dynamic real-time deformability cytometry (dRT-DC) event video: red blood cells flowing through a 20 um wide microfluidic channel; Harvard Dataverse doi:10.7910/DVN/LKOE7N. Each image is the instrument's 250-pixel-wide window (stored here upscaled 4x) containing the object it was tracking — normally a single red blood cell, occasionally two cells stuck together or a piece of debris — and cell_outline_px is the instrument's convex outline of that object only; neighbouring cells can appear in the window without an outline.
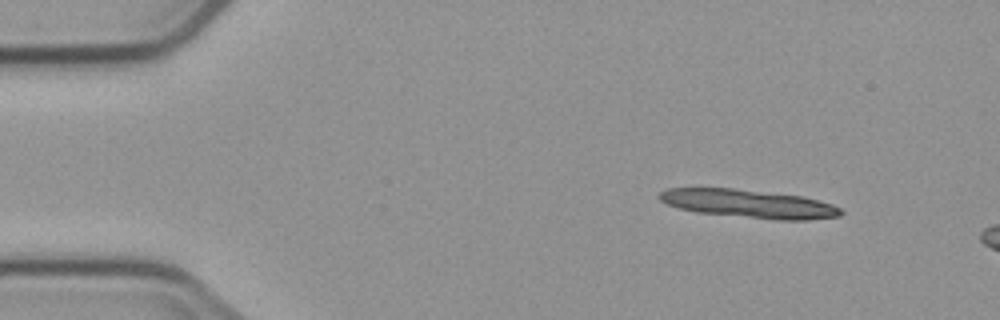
{"species": "common noctule bat (a hibernating species)", "species_latin": "Nyctalus noctula", "temperature_condition": "cold", "stored_images_in_passage": 3, "camera_frame_rate_fps": 3000, "um_per_image_px": 0.085, "animal": {"sex": "male", "body_mass_g": 23.1, "forearm_length_mm": 52.7}, "frame": {"image": 1, "passage_image": 1, "time_ms": 0.0, "image_size_px": [1000, 320], "cell_outline_px": [[844, 212], [840, 216], [808, 220], [776, 220], [696, 212], [680, 208], [668, 204], [660, 200], [656, 196], [660, 192], [668, 188], [732, 188], [800, 196], [832, 204], [840, 208]], "centroid_in_image_um": [63.64, 17.32], "position_along_channel_um": 21.4, "area_um2": 29.77}}